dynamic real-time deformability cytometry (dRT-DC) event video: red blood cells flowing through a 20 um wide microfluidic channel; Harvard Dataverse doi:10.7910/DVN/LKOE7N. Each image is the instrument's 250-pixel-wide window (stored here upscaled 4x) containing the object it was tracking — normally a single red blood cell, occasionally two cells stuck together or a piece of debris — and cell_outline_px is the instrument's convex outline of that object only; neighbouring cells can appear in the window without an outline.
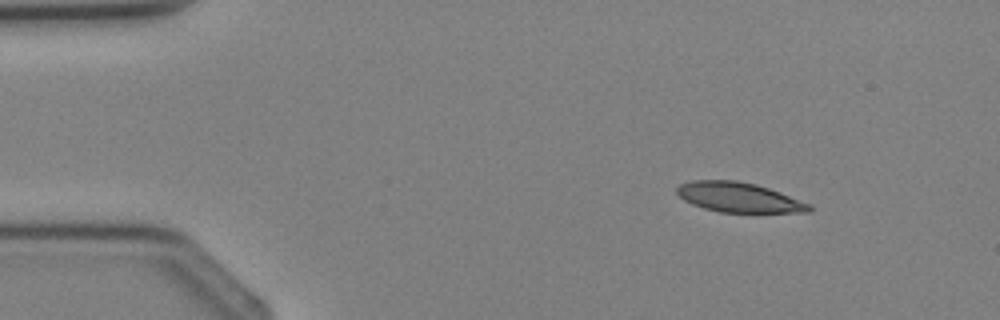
{"species": "Egyptian fruit bat (a non-hibernating species)", "species_latin": "Rousettus aegyptiacus", "temperature_condition": "cold", "stored_images_in_passage": 3, "camera_frame_rate_fps": 3000, "um_per_image_px": 0.085, "animal": {"sex": "female"}, "frame": {"image": 1, "passage_image": 1, "time_ms": 0.0, "image_size_px": [1000, 320], "cell_outline_px": [[812, 208], [808, 212], [720, 212], [704, 208], [692, 204], [684, 200], [676, 192], [676, 188], [680, 184], [692, 180], [736, 180], [756, 184], [780, 192], [812, 204]], "centroid_in_image_um": [62.8, 16.77], "position_along_channel_um": 22.2, "area_um2": 22.95}}
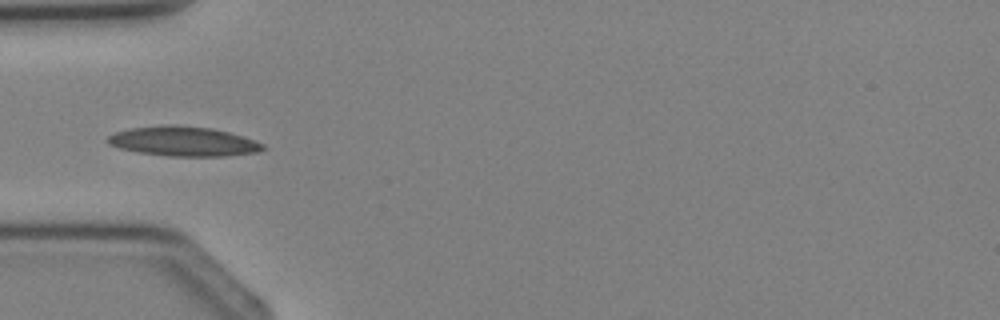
{"frame": {"image": 2, "passage_image": 3, "time_ms": 2.333, "image_size_px": [1000, 320], "cell_outline_px": [[264, 148], [256, 152], [224, 156], [168, 156], [140, 152], [120, 148], [108, 144], [108, 136], [116, 132], [128, 128], [160, 124], [180, 124], [212, 128], [244, 136], [264, 144]], "centroid_in_image_um": [15.57, 11.99], "position_along_channel_um": 69.4, "area_um2": 26.93}}